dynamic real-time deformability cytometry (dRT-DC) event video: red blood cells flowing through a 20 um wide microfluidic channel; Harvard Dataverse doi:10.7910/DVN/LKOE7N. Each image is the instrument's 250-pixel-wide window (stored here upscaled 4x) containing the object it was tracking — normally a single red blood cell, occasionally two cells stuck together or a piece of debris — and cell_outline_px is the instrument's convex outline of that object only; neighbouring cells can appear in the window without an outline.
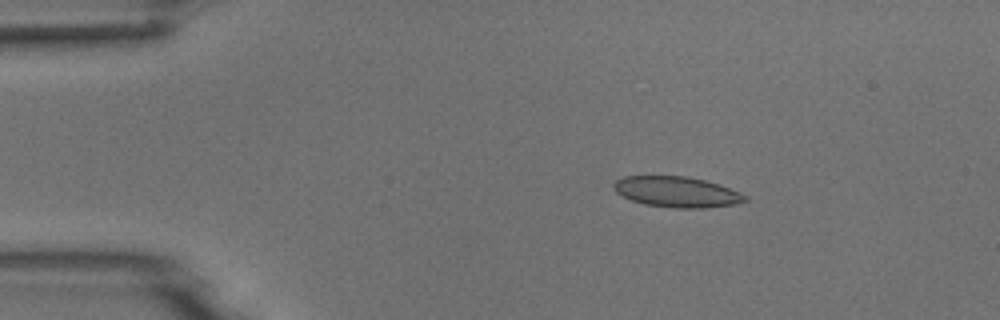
{"species": "common noctule bat (a hibernating species)", "species_latin": "Nyctalus noctula", "temperature_condition": "room temperature", "stored_images_in_passage": 7, "camera_frame_rate_fps": 3000, "um_per_image_px": 0.085, "animal": {"sex": "male", "body_mass_g": 18.8}, "frame": {"image": 1, "passage_image": 3, "time_ms": 2.333, "image_size_px": [1000, 320], "cell_outline_px": [[748, 200], [736, 204], [704, 208], [672, 208], [644, 204], [632, 200], [616, 192], [612, 188], [612, 184], [616, 180], [624, 176], [688, 176], [720, 184], [740, 192], [748, 196]], "centroid_in_image_um": [57.54, 16.31], "position_along_channel_um": 27.5, "area_um2": 23.64}}
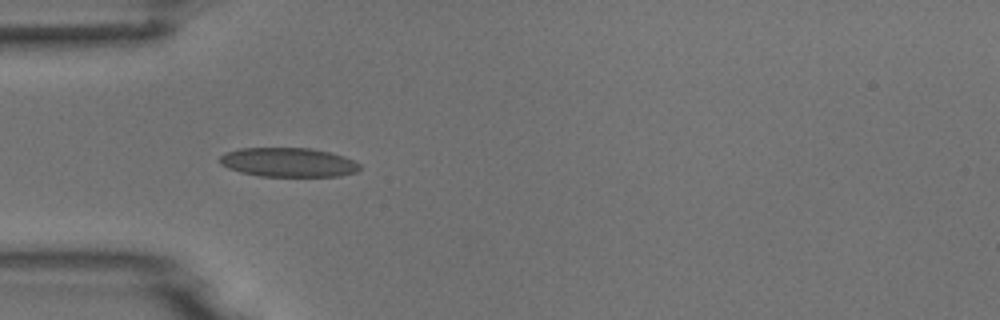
{"frame": {"image": 2, "passage_image": 5, "time_ms": 4.667, "image_size_px": [1000, 320], "cell_outline_px": [[360, 168], [356, 172], [340, 176], [260, 176], [240, 172], [228, 168], [220, 164], [216, 160], [224, 152], [240, 148], [308, 148], [328, 152], [344, 156], [360, 164]], "centroid_in_image_um": [24.45, 13.8], "position_along_channel_um": 60.6, "area_um2": 23.87}}